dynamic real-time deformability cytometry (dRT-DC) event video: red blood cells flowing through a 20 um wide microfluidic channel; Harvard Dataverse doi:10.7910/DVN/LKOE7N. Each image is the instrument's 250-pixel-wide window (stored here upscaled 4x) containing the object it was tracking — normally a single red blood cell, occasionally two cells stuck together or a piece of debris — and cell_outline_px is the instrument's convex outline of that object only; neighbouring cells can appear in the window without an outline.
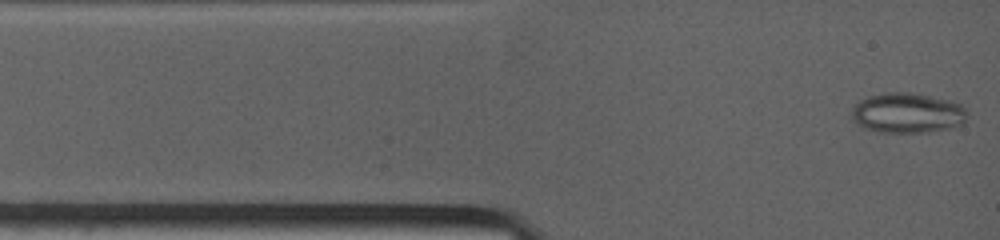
{"species": "common noctule bat (a hibernating species)", "species_latin": "Nyctalus noctula", "temperature_condition": "warm", "stored_images_in_passage": 24, "camera_frame_rate_fps": 4500, "um_per_image_px": 0.085, "animal": {"sex": "female", "body_mass_g": 19.0, "forearm_length_mm": 53.3}, "frame": {"image": 1, "passage_image": 1, "time_ms": 0.0, "image_size_px": [1000, 240], "cell_outline_px": [[968, 112], [964, 124], [952, 128], [928, 132], [880, 132], [864, 128], [852, 120], [852, 108], [860, 100], [868, 96], [888, 92], [908, 92], [948, 100], [960, 104]], "centroid_in_image_um": [77.14, 9.61], "position_along_channel_um": 7.9, "area_um2": 27.05}}
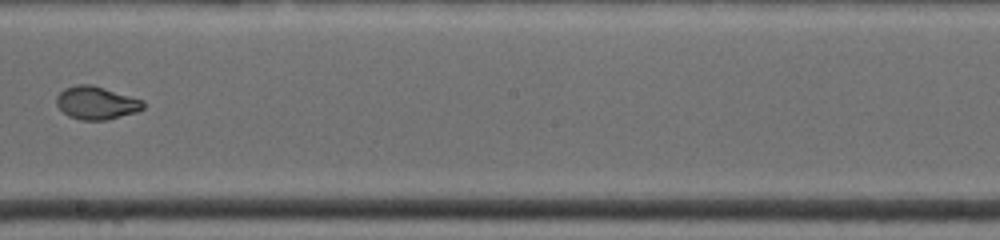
{"frame": {"image": 2, "passage_image": 16, "time_ms": 6.889, "image_size_px": [1000, 240], "cell_outline_px": [[144, 108], [136, 112], [108, 120], [80, 120], [68, 116], [56, 104], [56, 96], [64, 88], [76, 84], [92, 84], [144, 100]], "centroid_in_image_um": [8.19, 8.74], "position_along_channel_um": 240.0, "area_um2": 16.82}}
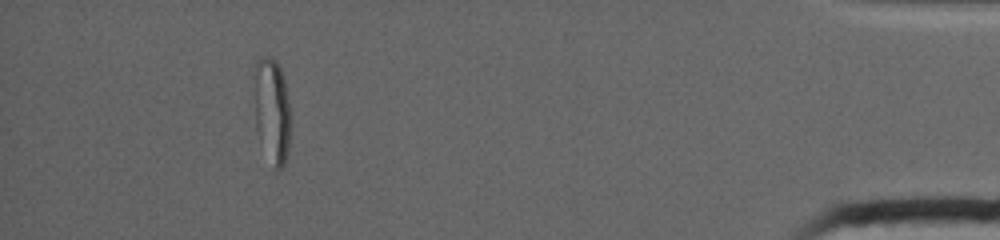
{"frame": {"image": 3, "passage_image": 24, "time_ms": 13.333, "image_size_px": [1000, 240], "cell_outline_px": [[292, 124], [288, 148], [284, 164], [280, 168], [276, 168], [256, 128], [252, 76], [256, 60], [260, 56], [272, 56], [280, 68], [284, 80], [288, 100]], "centroid_in_image_um": [23.11, 9.23], "position_along_channel_um": 412.1, "area_um2": 22.37}, "authors_computed_cell_mechanics": {"area_um2": 17.7735, "velocity_mm_per_s": 3.9428, "shape_relaxation_time_tau1_ms": null, "shape_relaxation_time_tau2_ms": 0.9301, "deformation_change_tau1": null, "deformation_change_tau2": 0.0527}}